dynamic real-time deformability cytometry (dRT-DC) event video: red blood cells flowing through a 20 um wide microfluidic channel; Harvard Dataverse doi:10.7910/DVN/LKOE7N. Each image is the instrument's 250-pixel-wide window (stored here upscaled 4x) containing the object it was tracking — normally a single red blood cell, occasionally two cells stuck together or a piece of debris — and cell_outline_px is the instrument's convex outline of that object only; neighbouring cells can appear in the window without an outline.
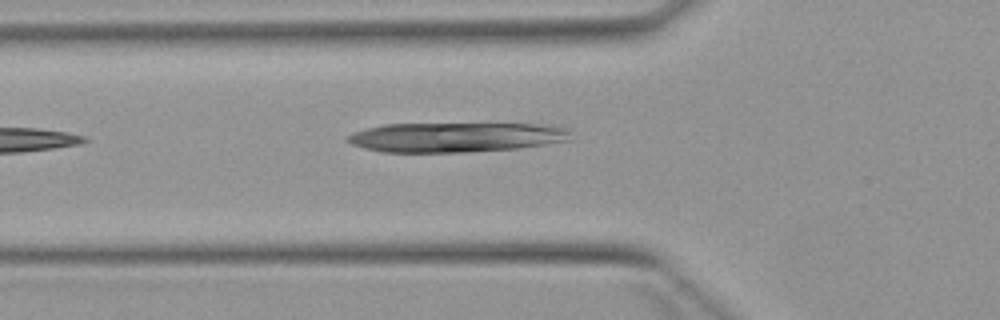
{"species": "Egyptian fruit bat (a non-hibernating species)", "species_latin": "Rousettus aegyptiacus", "temperature_condition": "warm", "stored_images_in_passage": 4, "camera_frame_rate_fps": 3000, "um_per_image_px": 0.085, "animal": {"sex": "female"}, "frame": {"image": 1, "passage_image": 4, "time_ms": 3.667, "image_size_px": [1000, 320], "cell_outline_px": [[572, 140], [520, 148], [468, 152], [380, 152], [364, 148], [352, 144], [344, 140], [344, 136], [352, 132], [384, 124], [552, 124], [568, 128]], "centroid_in_image_um": [38.76, 11.66], "position_along_channel_um": 87.0, "area_um2": 39.02}}